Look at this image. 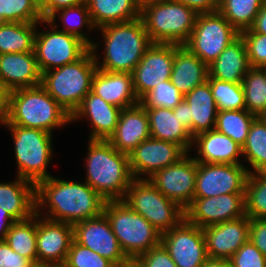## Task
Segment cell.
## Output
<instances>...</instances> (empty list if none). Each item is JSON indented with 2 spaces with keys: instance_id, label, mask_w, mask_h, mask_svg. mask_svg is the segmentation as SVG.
Returning a JSON list of instances; mask_svg holds the SVG:
<instances>
[{
  "instance_id": "cell-62",
  "label": "cell",
  "mask_w": 266,
  "mask_h": 267,
  "mask_svg": "<svg viewBox=\"0 0 266 267\" xmlns=\"http://www.w3.org/2000/svg\"><path fill=\"white\" fill-rule=\"evenodd\" d=\"M54 267H68L65 263L63 264H60V265H57V266H54Z\"/></svg>"
},
{
  "instance_id": "cell-35",
  "label": "cell",
  "mask_w": 266,
  "mask_h": 267,
  "mask_svg": "<svg viewBox=\"0 0 266 267\" xmlns=\"http://www.w3.org/2000/svg\"><path fill=\"white\" fill-rule=\"evenodd\" d=\"M5 242L13 251L37 264L36 214L29 219L13 223Z\"/></svg>"
},
{
  "instance_id": "cell-10",
  "label": "cell",
  "mask_w": 266,
  "mask_h": 267,
  "mask_svg": "<svg viewBox=\"0 0 266 267\" xmlns=\"http://www.w3.org/2000/svg\"><path fill=\"white\" fill-rule=\"evenodd\" d=\"M239 35L219 11L199 13L184 46L209 65Z\"/></svg>"
},
{
  "instance_id": "cell-32",
  "label": "cell",
  "mask_w": 266,
  "mask_h": 267,
  "mask_svg": "<svg viewBox=\"0 0 266 267\" xmlns=\"http://www.w3.org/2000/svg\"><path fill=\"white\" fill-rule=\"evenodd\" d=\"M41 22H7L0 27V54L34 52L37 25Z\"/></svg>"
},
{
  "instance_id": "cell-5",
  "label": "cell",
  "mask_w": 266,
  "mask_h": 267,
  "mask_svg": "<svg viewBox=\"0 0 266 267\" xmlns=\"http://www.w3.org/2000/svg\"><path fill=\"white\" fill-rule=\"evenodd\" d=\"M96 70L97 66L89 49L77 61L43 72L41 86L72 116L91 91Z\"/></svg>"
},
{
  "instance_id": "cell-22",
  "label": "cell",
  "mask_w": 266,
  "mask_h": 267,
  "mask_svg": "<svg viewBox=\"0 0 266 267\" xmlns=\"http://www.w3.org/2000/svg\"><path fill=\"white\" fill-rule=\"evenodd\" d=\"M150 137L149 117L145 107L139 103L122 109L117 127L107 141L119 152L129 154Z\"/></svg>"
},
{
  "instance_id": "cell-13",
  "label": "cell",
  "mask_w": 266,
  "mask_h": 267,
  "mask_svg": "<svg viewBox=\"0 0 266 267\" xmlns=\"http://www.w3.org/2000/svg\"><path fill=\"white\" fill-rule=\"evenodd\" d=\"M161 244L177 267H201L208 259L203 229L185 218L162 233Z\"/></svg>"
},
{
  "instance_id": "cell-58",
  "label": "cell",
  "mask_w": 266,
  "mask_h": 267,
  "mask_svg": "<svg viewBox=\"0 0 266 267\" xmlns=\"http://www.w3.org/2000/svg\"><path fill=\"white\" fill-rule=\"evenodd\" d=\"M33 3L41 10L50 0H32Z\"/></svg>"
},
{
  "instance_id": "cell-57",
  "label": "cell",
  "mask_w": 266,
  "mask_h": 267,
  "mask_svg": "<svg viewBox=\"0 0 266 267\" xmlns=\"http://www.w3.org/2000/svg\"><path fill=\"white\" fill-rule=\"evenodd\" d=\"M161 1H165V0H136L138 6L140 8H142L146 4H150V3H153V2H161Z\"/></svg>"
},
{
  "instance_id": "cell-27",
  "label": "cell",
  "mask_w": 266,
  "mask_h": 267,
  "mask_svg": "<svg viewBox=\"0 0 266 267\" xmlns=\"http://www.w3.org/2000/svg\"><path fill=\"white\" fill-rule=\"evenodd\" d=\"M15 180L0 182V207L22 221L36 214V185L18 176Z\"/></svg>"
},
{
  "instance_id": "cell-15",
  "label": "cell",
  "mask_w": 266,
  "mask_h": 267,
  "mask_svg": "<svg viewBox=\"0 0 266 267\" xmlns=\"http://www.w3.org/2000/svg\"><path fill=\"white\" fill-rule=\"evenodd\" d=\"M186 154L176 143L150 137L128 154L133 179H149L160 169L177 163Z\"/></svg>"
},
{
  "instance_id": "cell-4",
  "label": "cell",
  "mask_w": 266,
  "mask_h": 267,
  "mask_svg": "<svg viewBox=\"0 0 266 267\" xmlns=\"http://www.w3.org/2000/svg\"><path fill=\"white\" fill-rule=\"evenodd\" d=\"M71 123V116L41 86L10 91L9 111L3 125L40 129L52 134Z\"/></svg>"
},
{
  "instance_id": "cell-24",
  "label": "cell",
  "mask_w": 266,
  "mask_h": 267,
  "mask_svg": "<svg viewBox=\"0 0 266 267\" xmlns=\"http://www.w3.org/2000/svg\"><path fill=\"white\" fill-rule=\"evenodd\" d=\"M35 52L0 54V79L10 90L41 85Z\"/></svg>"
},
{
  "instance_id": "cell-54",
  "label": "cell",
  "mask_w": 266,
  "mask_h": 267,
  "mask_svg": "<svg viewBox=\"0 0 266 267\" xmlns=\"http://www.w3.org/2000/svg\"><path fill=\"white\" fill-rule=\"evenodd\" d=\"M251 29L255 33L266 35V0L263 2V5L257 14L254 25Z\"/></svg>"
},
{
  "instance_id": "cell-12",
  "label": "cell",
  "mask_w": 266,
  "mask_h": 267,
  "mask_svg": "<svg viewBox=\"0 0 266 267\" xmlns=\"http://www.w3.org/2000/svg\"><path fill=\"white\" fill-rule=\"evenodd\" d=\"M250 170L244 164L197 162L194 198L244 193Z\"/></svg>"
},
{
  "instance_id": "cell-60",
  "label": "cell",
  "mask_w": 266,
  "mask_h": 267,
  "mask_svg": "<svg viewBox=\"0 0 266 267\" xmlns=\"http://www.w3.org/2000/svg\"><path fill=\"white\" fill-rule=\"evenodd\" d=\"M5 23H7V21L4 19L2 13H0V27H1L2 25H4Z\"/></svg>"
},
{
  "instance_id": "cell-8",
  "label": "cell",
  "mask_w": 266,
  "mask_h": 267,
  "mask_svg": "<svg viewBox=\"0 0 266 267\" xmlns=\"http://www.w3.org/2000/svg\"><path fill=\"white\" fill-rule=\"evenodd\" d=\"M12 134L17 175L35 185L52 175L47 167L52 159L53 135L49 132L17 125H3Z\"/></svg>"
},
{
  "instance_id": "cell-50",
  "label": "cell",
  "mask_w": 266,
  "mask_h": 267,
  "mask_svg": "<svg viewBox=\"0 0 266 267\" xmlns=\"http://www.w3.org/2000/svg\"><path fill=\"white\" fill-rule=\"evenodd\" d=\"M192 8L197 14L218 11V5L213 0H172Z\"/></svg>"
},
{
  "instance_id": "cell-47",
  "label": "cell",
  "mask_w": 266,
  "mask_h": 267,
  "mask_svg": "<svg viewBox=\"0 0 266 267\" xmlns=\"http://www.w3.org/2000/svg\"><path fill=\"white\" fill-rule=\"evenodd\" d=\"M33 262L13 251L5 241H0V267H32Z\"/></svg>"
},
{
  "instance_id": "cell-16",
  "label": "cell",
  "mask_w": 266,
  "mask_h": 267,
  "mask_svg": "<svg viewBox=\"0 0 266 267\" xmlns=\"http://www.w3.org/2000/svg\"><path fill=\"white\" fill-rule=\"evenodd\" d=\"M185 219L200 228L245 216L244 193L194 198L184 210Z\"/></svg>"
},
{
  "instance_id": "cell-52",
  "label": "cell",
  "mask_w": 266,
  "mask_h": 267,
  "mask_svg": "<svg viewBox=\"0 0 266 267\" xmlns=\"http://www.w3.org/2000/svg\"><path fill=\"white\" fill-rule=\"evenodd\" d=\"M10 90L0 79V125H3L7 120L9 111Z\"/></svg>"
},
{
  "instance_id": "cell-48",
  "label": "cell",
  "mask_w": 266,
  "mask_h": 267,
  "mask_svg": "<svg viewBox=\"0 0 266 267\" xmlns=\"http://www.w3.org/2000/svg\"><path fill=\"white\" fill-rule=\"evenodd\" d=\"M249 239L266 257V219H250Z\"/></svg>"
},
{
  "instance_id": "cell-49",
  "label": "cell",
  "mask_w": 266,
  "mask_h": 267,
  "mask_svg": "<svg viewBox=\"0 0 266 267\" xmlns=\"http://www.w3.org/2000/svg\"><path fill=\"white\" fill-rule=\"evenodd\" d=\"M85 0H50L41 10V15L43 17V20H47L52 14H54L56 11L73 7L79 4L84 3Z\"/></svg>"
},
{
  "instance_id": "cell-40",
  "label": "cell",
  "mask_w": 266,
  "mask_h": 267,
  "mask_svg": "<svg viewBox=\"0 0 266 267\" xmlns=\"http://www.w3.org/2000/svg\"><path fill=\"white\" fill-rule=\"evenodd\" d=\"M218 111L245 109L242 83H232L208 77Z\"/></svg>"
},
{
  "instance_id": "cell-37",
  "label": "cell",
  "mask_w": 266,
  "mask_h": 267,
  "mask_svg": "<svg viewBox=\"0 0 266 267\" xmlns=\"http://www.w3.org/2000/svg\"><path fill=\"white\" fill-rule=\"evenodd\" d=\"M242 155L253 169L250 173L266 171V124L259 118H255L250 125L245 144L242 147Z\"/></svg>"
},
{
  "instance_id": "cell-21",
  "label": "cell",
  "mask_w": 266,
  "mask_h": 267,
  "mask_svg": "<svg viewBox=\"0 0 266 267\" xmlns=\"http://www.w3.org/2000/svg\"><path fill=\"white\" fill-rule=\"evenodd\" d=\"M121 111V108L90 91L72 114L71 122L87 118L92 126L89 140H108L117 127Z\"/></svg>"
},
{
  "instance_id": "cell-29",
  "label": "cell",
  "mask_w": 266,
  "mask_h": 267,
  "mask_svg": "<svg viewBox=\"0 0 266 267\" xmlns=\"http://www.w3.org/2000/svg\"><path fill=\"white\" fill-rule=\"evenodd\" d=\"M145 109L149 117L151 138L176 143L187 153L192 151L193 137L182 126V121L173 113V109L163 107H145Z\"/></svg>"
},
{
  "instance_id": "cell-43",
  "label": "cell",
  "mask_w": 266,
  "mask_h": 267,
  "mask_svg": "<svg viewBox=\"0 0 266 267\" xmlns=\"http://www.w3.org/2000/svg\"><path fill=\"white\" fill-rule=\"evenodd\" d=\"M65 264L68 267H114L115 265L91 249L73 240Z\"/></svg>"
},
{
  "instance_id": "cell-23",
  "label": "cell",
  "mask_w": 266,
  "mask_h": 267,
  "mask_svg": "<svg viewBox=\"0 0 266 267\" xmlns=\"http://www.w3.org/2000/svg\"><path fill=\"white\" fill-rule=\"evenodd\" d=\"M91 91L121 109L140 103L131 73L109 72L97 68L92 79Z\"/></svg>"
},
{
  "instance_id": "cell-28",
  "label": "cell",
  "mask_w": 266,
  "mask_h": 267,
  "mask_svg": "<svg viewBox=\"0 0 266 267\" xmlns=\"http://www.w3.org/2000/svg\"><path fill=\"white\" fill-rule=\"evenodd\" d=\"M208 68V77L232 83H242L245 74L251 68L242 36L239 35L231 42L217 59L208 65Z\"/></svg>"
},
{
  "instance_id": "cell-33",
  "label": "cell",
  "mask_w": 266,
  "mask_h": 267,
  "mask_svg": "<svg viewBox=\"0 0 266 267\" xmlns=\"http://www.w3.org/2000/svg\"><path fill=\"white\" fill-rule=\"evenodd\" d=\"M59 18L61 19L60 21H62V29H59L58 25L55 24L56 19ZM47 21L56 29L75 35L84 41L89 47L92 46L93 40H90L86 33L82 32V28L85 27L87 28L86 30H90V32L91 30L94 31L96 29L91 20L86 2L73 7L60 9L52 14Z\"/></svg>"
},
{
  "instance_id": "cell-59",
  "label": "cell",
  "mask_w": 266,
  "mask_h": 267,
  "mask_svg": "<svg viewBox=\"0 0 266 267\" xmlns=\"http://www.w3.org/2000/svg\"><path fill=\"white\" fill-rule=\"evenodd\" d=\"M263 123L266 124V110L263 111L259 116H257Z\"/></svg>"
},
{
  "instance_id": "cell-2",
  "label": "cell",
  "mask_w": 266,
  "mask_h": 267,
  "mask_svg": "<svg viewBox=\"0 0 266 267\" xmlns=\"http://www.w3.org/2000/svg\"><path fill=\"white\" fill-rule=\"evenodd\" d=\"M103 36V61L100 63L97 42L90 50L98 69L109 72L131 73L147 48L152 44L141 18L123 23L109 24L99 28Z\"/></svg>"
},
{
  "instance_id": "cell-56",
  "label": "cell",
  "mask_w": 266,
  "mask_h": 267,
  "mask_svg": "<svg viewBox=\"0 0 266 267\" xmlns=\"http://www.w3.org/2000/svg\"><path fill=\"white\" fill-rule=\"evenodd\" d=\"M114 267H142V266L137 262V260H135V259H129L125 263L116 265Z\"/></svg>"
},
{
  "instance_id": "cell-38",
  "label": "cell",
  "mask_w": 266,
  "mask_h": 267,
  "mask_svg": "<svg viewBox=\"0 0 266 267\" xmlns=\"http://www.w3.org/2000/svg\"><path fill=\"white\" fill-rule=\"evenodd\" d=\"M245 109L259 116L266 110V73L262 68L251 67L242 81Z\"/></svg>"
},
{
  "instance_id": "cell-55",
  "label": "cell",
  "mask_w": 266,
  "mask_h": 267,
  "mask_svg": "<svg viewBox=\"0 0 266 267\" xmlns=\"http://www.w3.org/2000/svg\"><path fill=\"white\" fill-rule=\"evenodd\" d=\"M201 267H232L229 260L208 258Z\"/></svg>"
},
{
  "instance_id": "cell-19",
  "label": "cell",
  "mask_w": 266,
  "mask_h": 267,
  "mask_svg": "<svg viewBox=\"0 0 266 267\" xmlns=\"http://www.w3.org/2000/svg\"><path fill=\"white\" fill-rule=\"evenodd\" d=\"M73 240V225L52 221L36 213L37 263L52 266L65 263Z\"/></svg>"
},
{
  "instance_id": "cell-25",
  "label": "cell",
  "mask_w": 266,
  "mask_h": 267,
  "mask_svg": "<svg viewBox=\"0 0 266 267\" xmlns=\"http://www.w3.org/2000/svg\"><path fill=\"white\" fill-rule=\"evenodd\" d=\"M193 145L198 152L193 158L199 163L243 164L242 147L215 129L194 136Z\"/></svg>"
},
{
  "instance_id": "cell-42",
  "label": "cell",
  "mask_w": 266,
  "mask_h": 267,
  "mask_svg": "<svg viewBox=\"0 0 266 267\" xmlns=\"http://www.w3.org/2000/svg\"><path fill=\"white\" fill-rule=\"evenodd\" d=\"M184 96L171 83L170 80L162 81L156 85L150 92H148L140 103L144 107H163L174 109L182 100Z\"/></svg>"
},
{
  "instance_id": "cell-51",
  "label": "cell",
  "mask_w": 266,
  "mask_h": 267,
  "mask_svg": "<svg viewBox=\"0 0 266 267\" xmlns=\"http://www.w3.org/2000/svg\"><path fill=\"white\" fill-rule=\"evenodd\" d=\"M173 113L176 114L180 121H182V126L190 133L192 136V118L189 113V104L186 100H182L174 109Z\"/></svg>"
},
{
  "instance_id": "cell-30",
  "label": "cell",
  "mask_w": 266,
  "mask_h": 267,
  "mask_svg": "<svg viewBox=\"0 0 266 267\" xmlns=\"http://www.w3.org/2000/svg\"><path fill=\"white\" fill-rule=\"evenodd\" d=\"M192 118V137L215 128L218 109L209 82L196 86L184 98Z\"/></svg>"
},
{
  "instance_id": "cell-9",
  "label": "cell",
  "mask_w": 266,
  "mask_h": 267,
  "mask_svg": "<svg viewBox=\"0 0 266 267\" xmlns=\"http://www.w3.org/2000/svg\"><path fill=\"white\" fill-rule=\"evenodd\" d=\"M123 201L161 234L185 218L184 209L163 195L148 179H133Z\"/></svg>"
},
{
  "instance_id": "cell-36",
  "label": "cell",
  "mask_w": 266,
  "mask_h": 267,
  "mask_svg": "<svg viewBox=\"0 0 266 267\" xmlns=\"http://www.w3.org/2000/svg\"><path fill=\"white\" fill-rule=\"evenodd\" d=\"M255 118L246 109L218 111L214 129L243 147Z\"/></svg>"
},
{
  "instance_id": "cell-1",
  "label": "cell",
  "mask_w": 266,
  "mask_h": 267,
  "mask_svg": "<svg viewBox=\"0 0 266 267\" xmlns=\"http://www.w3.org/2000/svg\"><path fill=\"white\" fill-rule=\"evenodd\" d=\"M105 203L106 200L85 181L51 176L36 185V213L52 221L74 225L101 215ZM40 210L47 213L43 216Z\"/></svg>"
},
{
  "instance_id": "cell-18",
  "label": "cell",
  "mask_w": 266,
  "mask_h": 267,
  "mask_svg": "<svg viewBox=\"0 0 266 267\" xmlns=\"http://www.w3.org/2000/svg\"><path fill=\"white\" fill-rule=\"evenodd\" d=\"M74 240L103 258L111 261L115 266L125 263L129 259L120 247L106 215H101L77 222L73 225Z\"/></svg>"
},
{
  "instance_id": "cell-31",
  "label": "cell",
  "mask_w": 266,
  "mask_h": 267,
  "mask_svg": "<svg viewBox=\"0 0 266 267\" xmlns=\"http://www.w3.org/2000/svg\"><path fill=\"white\" fill-rule=\"evenodd\" d=\"M96 29L140 18L136 0H85Z\"/></svg>"
},
{
  "instance_id": "cell-20",
  "label": "cell",
  "mask_w": 266,
  "mask_h": 267,
  "mask_svg": "<svg viewBox=\"0 0 266 267\" xmlns=\"http://www.w3.org/2000/svg\"><path fill=\"white\" fill-rule=\"evenodd\" d=\"M202 229L208 258L229 260L249 240L250 218L245 215Z\"/></svg>"
},
{
  "instance_id": "cell-7",
  "label": "cell",
  "mask_w": 266,
  "mask_h": 267,
  "mask_svg": "<svg viewBox=\"0 0 266 267\" xmlns=\"http://www.w3.org/2000/svg\"><path fill=\"white\" fill-rule=\"evenodd\" d=\"M103 213L128 259L136 260L161 244V232L123 200L106 201Z\"/></svg>"
},
{
  "instance_id": "cell-46",
  "label": "cell",
  "mask_w": 266,
  "mask_h": 267,
  "mask_svg": "<svg viewBox=\"0 0 266 267\" xmlns=\"http://www.w3.org/2000/svg\"><path fill=\"white\" fill-rule=\"evenodd\" d=\"M136 260L142 267H177L162 244L140 255Z\"/></svg>"
},
{
  "instance_id": "cell-41",
  "label": "cell",
  "mask_w": 266,
  "mask_h": 267,
  "mask_svg": "<svg viewBox=\"0 0 266 267\" xmlns=\"http://www.w3.org/2000/svg\"><path fill=\"white\" fill-rule=\"evenodd\" d=\"M0 13L7 22L43 21L40 10L32 0H0Z\"/></svg>"
},
{
  "instance_id": "cell-3",
  "label": "cell",
  "mask_w": 266,
  "mask_h": 267,
  "mask_svg": "<svg viewBox=\"0 0 266 267\" xmlns=\"http://www.w3.org/2000/svg\"><path fill=\"white\" fill-rule=\"evenodd\" d=\"M85 161L84 181L106 201L123 200L133 180L129 155L119 152L107 140H89Z\"/></svg>"
},
{
  "instance_id": "cell-45",
  "label": "cell",
  "mask_w": 266,
  "mask_h": 267,
  "mask_svg": "<svg viewBox=\"0 0 266 267\" xmlns=\"http://www.w3.org/2000/svg\"><path fill=\"white\" fill-rule=\"evenodd\" d=\"M232 267H266V257L249 239L229 259Z\"/></svg>"
},
{
  "instance_id": "cell-53",
  "label": "cell",
  "mask_w": 266,
  "mask_h": 267,
  "mask_svg": "<svg viewBox=\"0 0 266 267\" xmlns=\"http://www.w3.org/2000/svg\"><path fill=\"white\" fill-rule=\"evenodd\" d=\"M15 222L16 220L10 213L0 207V241H5V237L11 228V225Z\"/></svg>"
},
{
  "instance_id": "cell-26",
  "label": "cell",
  "mask_w": 266,
  "mask_h": 267,
  "mask_svg": "<svg viewBox=\"0 0 266 267\" xmlns=\"http://www.w3.org/2000/svg\"><path fill=\"white\" fill-rule=\"evenodd\" d=\"M209 68L184 45L174 44L171 83L185 96L193 88L208 80Z\"/></svg>"
},
{
  "instance_id": "cell-11",
  "label": "cell",
  "mask_w": 266,
  "mask_h": 267,
  "mask_svg": "<svg viewBox=\"0 0 266 267\" xmlns=\"http://www.w3.org/2000/svg\"><path fill=\"white\" fill-rule=\"evenodd\" d=\"M51 29L36 31L34 52L41 72L50 71L80 59L90 47L75 35L56 29L43 20Z\"/></svg>"
},
{
  "instance_id": "cell-63",
  "label": "cell",
  "mask_w": 266,
  "mask_h": 267,
  "mask_svg": "<svg viewBox=\"0 0 266 267\" xmlns=\"http://www.w3.org/2000/svg\"><path fill=\"white\" fill-rule=\"evenodd\" d=\"M217 5L222 1V0H213Z\"/></svg>"
},
{
  "instance_id": "cell-39",
  "label": "cell",
  "mask_w": 266,
  "mask_h": 267,
  "mask_svg": "<svg viewBox=\"0 0 266 267\" xmlns=\"http://www.w3.org/2000/svg\"><path fill=\"white\" fill-rule=\"evenodd\" d=\"M245 215L266 219V171L249 173L244 192Z\"/></svg>"
},
{
  "instance_id": "cell-17",
  "label": "cell",
  "mask_w": 266,
  "mask_h": 267,
  "mask_svg": "<svg viewBox=\"0 0 266 267\" xmlns=\"http://www.w3.org/2000/svg\"><path fill=\"white\" fill-rule=\"evenodd\" d=\"M174 60V44L152 43L131 72L139 100L162 81L170 80Z\"/></svg>"
},
{
  "instance_id": "cell-6",
  "label": "cell",
  "mask_w": 266,
  "mask_h": 267,
  "mask_svg": "<svg viewBox=\"0 0 266 267\" xmlns=\"http://www.w3.org/2000/svg\"><path fill=\"white\" fill-rule=\"evenodd\" d=\"M197 13L172 0L146 4L140 18L152 43L185 45L194 28Z\"/></svg>"
},
{
  "instance_id": "cell-34",
  "label": "cell",
  "mask_w": 266,
  "mask_h": 267,
  "mask_svg": "<svg viewBox=\"0 0 266 267\" xmlns=\"http://www.w3.org/2000/svg\"><path fill=\"white\" fill-rule=\"evenodd\" d=\"M265 0H222L218 11L239 32L251 29Z\"/></svg>"
},
{
  "instance_id": "cell-44",
  "label": "cell",
  "mask_w": 266,
  "mask_h": 267,
  "mask_svg": "<svg viewBox=\"0 0 266 267\" xmlns=\"http://www.w3.org/2000/svg\"><path fill=\"white\" fill-rule=\"evenodd\" d=\"M247 49L250 67H266V35L255 33L252 29L240 33Z\"/></svg>"
},
{
  "instance_id": "cell-61",
  "label": "cell",
  "mask_w": 266,
  "mask_h": 267,
  "mask_svg": "<svg viewBox=\"0 0 266 267\" xmlns=\"http://www.w3.org/2000/svg\"><path fill=\"white\" fill-rule=\"evenodd\" d=\"M32 267H54V266H52V265H45V264H39V263H37V264H33V266Z\"/></svg>"
},
{
  "instance_id": "cell-14",
  "label": "cell",
  "mask_w": 266,
  "mask_h": 267,
  "mask_svg": "<svg viewBox=\"0 0 266 267\" xmlns=\"http://www.w3.org/2000/svg\"><path fill=\"white\" fill-rule=\"evenodd\" d=\"M187 153L177 163L157 171L148 180L167 198L186 209L194 199L197 161Z\"/></svg>"
}]
</instances>
